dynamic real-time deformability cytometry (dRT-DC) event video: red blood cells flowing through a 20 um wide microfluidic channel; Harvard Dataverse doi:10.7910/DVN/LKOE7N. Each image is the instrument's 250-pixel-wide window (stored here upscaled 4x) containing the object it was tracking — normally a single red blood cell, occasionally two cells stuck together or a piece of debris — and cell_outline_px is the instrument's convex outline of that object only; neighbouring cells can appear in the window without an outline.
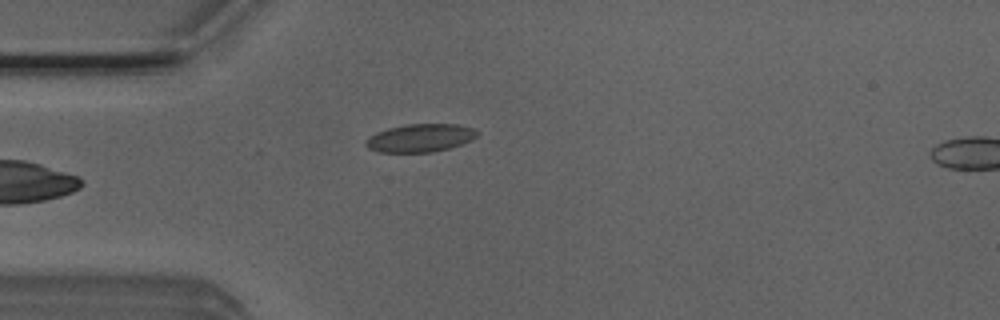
{"species": "Egyptian fruit bat (a non-hibernating species)", "species_latin": "Rousettus aegyptiacus", "temperature_condition": "room temperature", "stored_images_in_passage": 4, "camera_frame_rate_fps": 3000, "um_per_image_px": 0.085, "animal": {"sex": "male"}, "frame": {"image": 1, "passage_image": 4, "time_ms": 1.0, "image_size_px": [1000, 320], "cell_outline_px": [[480, 132], [472, 140], [448, 148], [432, 152], [376, 152], [368, 148], [364, 144], [364, 140], [368, 136], [376, 132], [388, 128], [408, 124], [456, 124], [472, 128]], "centroid_in_image_um": [35.67, 11.72], "position_along_channel_um": 49.3, "area_um2": 18.26}}